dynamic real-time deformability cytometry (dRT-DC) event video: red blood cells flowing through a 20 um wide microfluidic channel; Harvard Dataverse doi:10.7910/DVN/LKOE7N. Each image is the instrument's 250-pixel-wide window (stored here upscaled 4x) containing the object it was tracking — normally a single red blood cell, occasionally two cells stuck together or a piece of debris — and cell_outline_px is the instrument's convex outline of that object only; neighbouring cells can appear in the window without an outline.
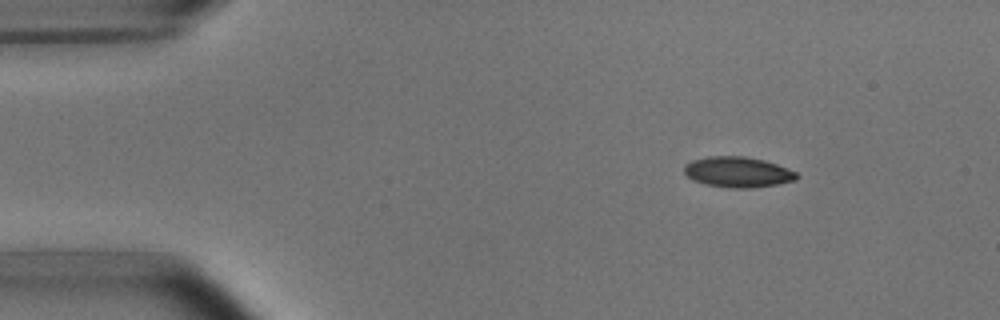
{"species": "common noctule bat (a hibernating species)", "species_latin": "Nyctalus noctula", "temperature_condition": "room temperature", "stored_images_in_passage": 4, "camera_frame_rate_fps": 3000, "um_per_image_px": 0.085, "animal": {"sex": "male", "body_mass_g": 15.6}, "frame": {"image": 1, "passage_image": 1, "time_ms": 0.0, "image_size_px": [1000, 320], "cell_outline_px": [[800, 176], [796, 180], [776, 184], [752, 188], [732, 188], [704, 184], [692, 180], [684, 172], [684, 164], [692, 160], [708, 156], [744, 156], [764, 160], [776, 164], [796, 172]], "centroid_in_image_um": [62.69, 14.62], "position_along_channel_um": 22.3, "area_um2": 20.06}}
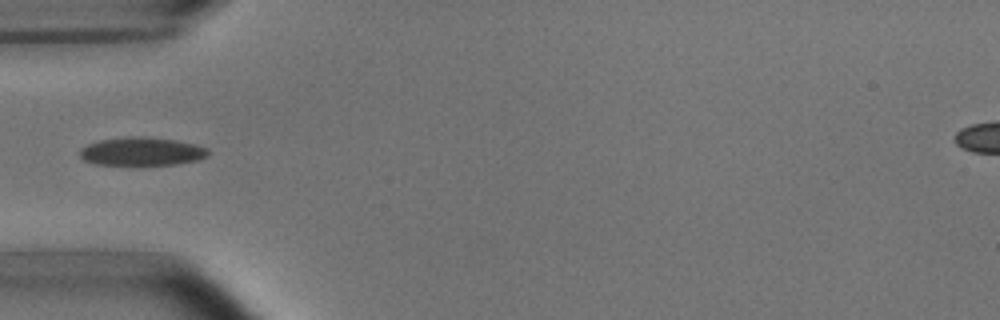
{"frame": {"image": 2, "passage_image": 4, "time_ms": 3.333, "image_size_px": [1000, 320], "cell_outline_px": [[208, 156], [200, 160], [176, 164], [96, 164], [84, 160], [80, 156], [80, 148], [88, 144], [100, 140], [128, 136], [144, 136], [176, 140], [196, 144], [208, 148]], "centroid_in_image_um": [12.08, 12.86], "position_along_channel_um": 72.9, "area_um2": 21.15}}